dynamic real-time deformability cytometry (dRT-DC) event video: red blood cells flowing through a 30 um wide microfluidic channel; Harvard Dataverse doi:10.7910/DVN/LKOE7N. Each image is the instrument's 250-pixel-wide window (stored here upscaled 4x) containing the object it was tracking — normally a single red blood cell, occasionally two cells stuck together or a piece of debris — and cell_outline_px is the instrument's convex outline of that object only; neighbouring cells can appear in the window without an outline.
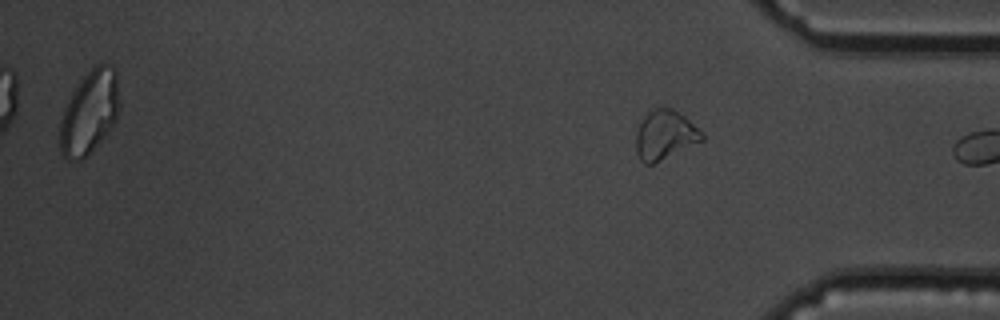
{"species": "common noctule bat (a hibernating species)", "species_latin": "Nyctalus noctula", "temperature_condition": "cold", "stored_images_in_passage": 16, "camera_frame_rate_fps": 3000, "um_per_image_px": 0.085, "animal": {"sex": "male", "body_mass_g": 19.5, "forearm_length_mm": 54.6}, "frame": {"image": 1, "passage_image": 16, "time_ms": 19.333, "image_size_px": [1000, 320], "cell_outline_px": [[704, 140], [652, 164], [644, 164], [640, 160], [636, 152], [636, 132], [644, 116], [652, 108], [672, 108], [684, 116], [704, 132]], "centroid_in_image_um": [56.52, 11.47], "position_along_channel_um": 378.7, "area_um2": 18.9}, "authors_computed_cell_mechanics": {"area_um2": 19.4786, "velocity_mm_per_s": 3.5272, "shape_relaxation_time_tau1_ms": 9.7773, "shape_relaxation_time_tau2_ms": 1.9777, "deformation_change_tau1": 0.2259, "deformation_change_tau2": 0.0922}}